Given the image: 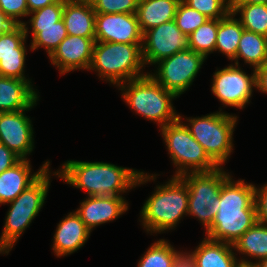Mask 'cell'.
Wrapping results in <instances>:
<instances>
[{
  "mask_svg": "<svg viewBox=\"0 0 267 267\" xmlns=\"http://www.w3.org/2000/svg\"><path fill=\"white\" fill-rule=\"evenodd\" d=\"M257 221L255 185L232 181L229 176L222 184L219 209L206 237L233 245Z\"/></svg>",
  "mask_w": 267,
  "mask_h": 267,
  "instance_id": "cell-2",
  "label": "cell"
},
{
  "mask_svg": "<svg viewBox=\"0 0 267 267\" xmlns=\"http://www.w3.org/2000/svg\"><path fill=\"white\" fill-rule=\"evenodd\" d=\"M235 14L230 11L225 17L219 19L216 36L215 51L226 55L229 60L236 57L238 44L244 28L239 19L234 18Z\"/></svg>",
  "mask_w": 267,
  "mask_h": 267,
  "instance_id": "cell-24",
  "label": "cell"
},
{
  "mask_svg": "<svg viewBox=\"0 0 267 267\" xmlns=\"http://www.w3.org/2000/svg\"><path fill=\"white\" fill-rule=\"evenodd\" d=\"M230 4H267V0H230Z\"/></svg>",
  "mask_w": 267,
  "mask_h": 267,
  "instance_id": "cell-43",
  "label": "cell"
},
{
  "mask_svg": "<svg viewBox=\"0 0 267 267\" xmlns=\"http://www.w3.org/2000/svg\"><path fill=\"white\" fill-rule=\"evenodd\" d=\"M256 84V70L248 76L239 65H229L214 73L212 93L225 106L243 109L250 102Z\"/></svg>",
  "mask_w": 267,
  "mask_h": 267,
  "instance_id": "cell-11",
  "label": "cell"
},
{
  "mask_svg": "<svg viewBox=\"0 0 267 267\" xmlns=\"http://www.w3.org/2000/svg\"><path fill=\"white\" fill-rule=\"evenodd\" d=\"M189 193L186 182L173 176L165 185H157L140 211L143 228L149 233H161L175 228L188 212Z\"/></svg>",
  "mask_w": 267,
  "mask_h": 267,
  "instance_id": "cell-3",
  "label": "cell"
},
{
  "mask_svg": "<svg viewBox=\"0 0 267 267\" xmlns=\"http://www.w3.org/2000/svg\"><path fill=\"white\" fill-rule=\"evenodd\" d=\"M219 19H208L189 35L190 49L204 55L215 51Z\"/></svg>",
  "mask_w": 267,
  "mask_h": 267,
  "instance_id": "cell-28",
  "label": "cell"
},
{
  "mask_svg": "<svg viewBox=\"0 0 267 267\" xmlns=\"http://www.w3.org/2000/svg\"><path fill=\"white\" fill-rule=\"evenodd\" d=\"M236 267H258L255 262H251L249 260L241 259Z\"/></svg>",
  "mask_w": 267,
  "mask_h": 267,
  "instance_id": "cell-44",
  "label": "cell"
},
{
  "mask_svg": "<svg viewBox=\"0 0 267 267\" xmlns=\"http://www.w3.org/2000/svg\"><path fill=\"white\" fill-rule=\"evenodd\" d=\"M26 23L12 27L0 35V57L26 56L25 40L28 34Z\"/></svg>",
  "mask_w": 267,
  "mask_h": 267,
  "instance_id": "cell-29",
  "label": "cell"
},
{
  "mask_svg": "<svg viewBox=\"0 0 267 267\" xmlns=\"http://www.w3.org/2000/svg\"><path fill=\"white\" fill-rule=\"evenodd\" d=\"M30 80L0 76V112H16L33 108L38 93Z\"/></svg>",
  "mask_w": 267,
  "mask_h": 267,
  "instance_id": "cell-19",
  "label": "cell"
},
{
  "mask_svg": "<svg viewBox=\"0 0 267 267\" xmlns=\"http://www.w3.org/2000/svg\"><path fill=\"white\" fill-rule=\"evenodd\" d=\"M181 117L179 116L176 121L161 128L170 158L177 167L174 176H182L190 172H209L217 169L219 166L193 138L186 124L181 121Z\"/></svg>",
  "mask_w": 267,
  "mask_h": 267,
  "instance_id": "cell-7",
  "label": "cell"
},
{
  "mask_svg": "<svg viewBox=\"0 0 267 267\" xmlns=\"http://www.w3.org/2000/svg\"><path fill=\"white\" fill-rule=\"evenodd\" d=\"M15 23L0 9V35L9 31Z\"/></svg>",
  "mask_w": 267,
  "mask_h": 267,
  "instance_id": "cell-42",
  "label": "cell"
},
{
  "mask_svg": "<svg viewBox=\"0 0 267 267\" xmlns=\"http://www.w3.org/2000/svg\"><path fill=\"white\" fill-rule=\"evenodd\" d=\"M189 35H185L174 20L160 24L143 34L144 64H155L176 52L188 50Z\"/></svg>",
  "mask_w": 267,
  "mask_h": 267,
  "instance_id": "cell-12",
  "label": "cell"
},
{
  "mask_svg": "<svg viewBox=\"0 0 267 267\" xmlns=\"http://www.w3.org/2000/svg\"><path fill=\"white\" fill-rule=\"evenodd\" d=\"M258 267H267V257L263 258L255 263Z\"/></svg>",
  "mask_w": 267,
  "mask_h": 267,
  "instance_id": "cell-45",
  "label": "cell"
},
{
  "mask_svg": "<svg viewBox=\"0 0 267 267\" xmlns=\"http://www.w3.org/2000/svg\"><path fill=\"white\" fill-rule=\"evenodd\" d=\"M61 167L54 175L67 184L85 190L88 196H121L120 193L136 185L156 179V175L105 162L69 160Z\"/></svg>",
  "mask_w": 267,
  "mask_h": 267,
  "instance_id": "cell-1",
  "label": "cell"
},
{
  "mask_svg": "<svg viewBox=\"0 0 267 267\" xmlns=\"http://www.w3.org/2000/svg\"><path fill=\"white\" fill-rule=\"evenodd\" d=\"M232 249V244L206 237L193 251L196 267H236L239 259Z\"/></svg>",
  "mask_w": 267,
  "mask_h": 267,
  "instance_id": "cell-22",
  "label": "cell"
},
{
  "mask_svg": "<svg viewBox=\"0 0 267 267\" xmlns=\"http://www.w3.org/2000/svg\"><path fill=\"white\" fill-rule=\"evenodd\" d=\"M64 1H58L54 4L45 6L29 13L33 16L30 19L31 26H48L54 25L62 19Z\"/></svg>",
  "mask_w": 267,
  "mask_h": 267,
  "instance_id": "cell-33",
  "label": "cell"
},
{
  "mask_svg": "<svg viewBox=\"0 0 267 267\" xmlns=\"http://www.w3.org/2000/svg\"><path fill=\"white\" fill-rule=\"evenodd\" d=\"M222 169L218 167L209 172H190L180 176L188 187L187 215L198 218L206 231L218 212L222 184L230 176Z\"/></svg>",
  "mask_w": 267,
  "mask_h": 267,
  "instance_id": "cell-9",
  "label": "cell"
},
{
  "mask_svg": "<svg viewBox=\"0 0 267 267\" xmlns=\"http://www.w3.org/2000/svg\"><path fill=\"white\" fill-rule=\"evenodd\" d=\"M181 0H138L137 21L142 34L165 22L174 20Z\"/></svg>",
  "mask_w": 267,
  "mask_h": 267,
  "instance_id": "cell-21",
  "label": "cell"
},
{
  "mask_svg": "<svg viewBox=\"0 0 267 267\" xmlns=\"http://www.w3.org/2000/svg\"><path fill=\"white\" fill-rule=\"evenodd\" d=\"M175 248L165 239L153 243L139 260L138 267H172Z\"/></svg>",
  "mask_w": 267,
  "mask_h": 267,
  "instance_id": "cell-30",
  "label": "cell"
},
{
  "mask_svg": "<svg viewBox=\"0 0 267 267\" xmlns=\"http://www.w3.org/2000/svg\"><path fill=\"white\" fill-rule=\"evenodd\" d=\"M124 91L122 97L136 114L159 124L160 128L176 121L172 99L177 96L157 83L150 73L118 85Z\"/></svg>",
  "mask_w": 267,
  "mask_h": 267,
  "instance_id": "cell-5",
  "label": "cell"
},
{
  "mask_svg": "<svg viewBox=\"0 0 267 267\" xmlns=\"http://www.w3.org/2000/svg\"><path fill=\"white\" fill-rule=\"evenodd\" d=\"M255 204L258 222L267 226V184L260 189L255 186Z\"/></svg>",
  "mask_w": 267,
  "mask_h": 267,
  "instance_id": "cell-37",
  "label": "cell"
},
{
  "mask_svg": "<svg viewBox=\"0 0 267 267\" xmlns=\"http://www.w3.org/2000/svg\"><path fill=\"white\" fill-rule=\"evenodd\" d=\"M206 57L188 49L176 52L156 64V73L150 76L177 97L191 86Z\"/></svg>",
  "mask_w": 267,
  "mask_h": 267,
  "instance_id": "cell-10",
  "label": "cell"
},
{
  "mask_svg": "<svg viewBox=\"0 0 267 267\" xmlns=\"http://www.w3.org/2000/svg\"><path fill=\"white\" fill-rule=\"evenodd\" d=\"M187 128L193 138L205 149L208 156L219 166L230 156L232 136L237 116L225 112L211 113L203 117L188 118Z\"/></svg>",
  "mask_w": 267,
  "mask_h": 267,
  "instance_id": "cell-8",
  "label": "cell"
},
{
  "mask_svg": "<svg viewBox=\"0 0 267 267\" xmlns=\"http://www.w3.org/2000/svg\"><path fill=\"white\" fill-rule=\"evenodd\" d=\"M25 56L0 57V76L28 80L24 76Z\"/></svg>",
  "mask_w": 267,
  "mask_h": 267,
  "instance_id": "cell-35",
  "label": "cell"
},
{
  "mask_svg": "<svg viewBox=\"0 0 267 267\" xmlns=\"http://www.w3.org/2000/svg\"><path fill=\"white\" fill-rule=\"evenodd\" d=\"M96 39L68 35L49 56L61 75L75 69H89Z\"/></svg>",
  "mask_w": 267,
  "mask_h": 267,
  "instance_id": "cell-15",
  "label": "cell"
},
{
  "mask_svg": "<svg viewBox=\"0 0 267 267\" xmlns=\"http://www.w3.org/2000/svg\"><path fill=\"white\" fill-rule=\"evenodd\" d=\"M49 163L46 161L38 172L31 175L30 161L21 159L17 164L0 173V204L12 202L49 168Z\"/></svg>",
  "mask_w": 267,
  "mask_h": 267,
  "instance_id": "cell-17",
  "label": "cell"
},
{
  "mask_svg": "<svg viewBox=\"0 0 267 267\" xmlns=\"http://www.w3.org/2000/svg\"><path fill=\"white\" fill-rule=\"evenodd\" d=\"M172 267H196L195 258L193 252L181 253L175 252Z\"/></svg>",
  "mask_w": 267,
  "mask_h": 267,
  "instance_id": "cell-39",
  "label": "cell"
},
{
  "mask_svg": "<svg viewBox=\"0 0 267 267\" xmlns=\"http://www.w3.org/2000/svg\"><path fill=\"white\" fill-rule=\"evenodd\" d=\"M233 249L251 258L261 260L267 257V226L256 222L237 241Z\"/></svg>",
  "mask_w": 267,
  "mask_h": 267,
  "instance_id": "cell-25",
  "label": "cell"
},
{
  "mask_svg": "<svg viewBox=\"0 0 267 267\" xmlns=\"http://www.w3.org/2000/svg\"><path fill=\"white\" fill-rule=\"evenodd\" d=\"M257 89L267 94V61L256 70Z\"/></svg>",
  "mask_w": 267,
  "mask_h": 267,
  "instance_id": "cell-40",
  "label": "cell"
},
{
  "mask_svg": "<svg viewBox=\"0 0 267 267\" xmlns=\"http://www.w3.org/2000/svg\"><path fill=\"white\" fill-rule=\"evenodd\" d=\"M31 49L35 50L44 46L50 56L59 44L68 36L63 19L48 26H31Z\"/></svg>",
  "mask_w": 267,
  "mask_h": 267,
  "instance_id": "cell-27",
  "label": "cell"
},
{
  "mask_svg": "<svg viewBox=\"0 0 267 267\" xmlns=\"http://www.w3.org/2000/svg\"><path fill=\"white\" fill-rule=\"evenodd\" d=\"M209 19H221L230 11V0H182ZM226 2V3H225Z\"/></svg>",
  "mask_w": 267,
  "mask_h": 267,
  "instance_id": "cell-32",
  "label": "cell"
},
{
  "mask_svg": "<svg viewBox=\"0 0 267 267\" xmlns=\"http://www.w3.org/2000/svg\"><path fill=\"white\" fill-rule=\"evenodd\" d=\"M49 172V168L46 169L33 184L9 202L11 206L0 237V253L10 252L43 207L50 186Z\"/></svg>",
  "mask_w": 267,
  "mask_h": 267,
  "instance_id": "cell-6",
  "label": "cell"
},
{
  "mask_svg": "<svg viewBox=\"0 0 267 267\" xmlns=\"http://www.w3.org/2000/svg\"><path fill=\"white\" fill-rule=\"evenodd\" d=\"M95 39L101 42L143 44L135 13H96Z\"/></svg>",
  "mask_w": 267,
  "mask_h": 267,
  "instance_id": "cell-13",
  "label": "cell"
},
{
  "mask_svg": "<svg viewBox=\"0 0 267 267\" xmlns=\"http://www.w3.org/2000/svg\"><path fill=\"white\" fill-rule=\"evenodd\" d=\"M208 19L204 14L189 7L181 0L177 6L174 21L185 35H190Z\"/></svg>",
  "mask_w": 267,
  "mask_h": 267,
  "instance_id": "cell-31",
  "label": "cell"
},
{
  "mask_svg": "<svg viewBox=\"0 0 267 267\" xmlns=\"http://www.w3.org/2000/svg\"><path fill=\"white\" fill-rule=\"evenodd\" d=\"M230 9L240 13L244 30L267 37V4H230Z\"/></svg>",
  "mask_w": 267,
  "mask_h": 267,
  "instance_id": "cell-26",
  "label": "cell"
},
{
  "mask_svg": "<svg viewBox=\"0 0 267 267\" xmlns=\"http://www.w3.org/2000/svg\"><path fill=\"white\" fill-rule=\"evenodd\" d=\"M0 112V143L21 159H27L34 148L33 125L24 111Z\"/></svg>",
  "mask_w": 267,
  "mask_h": 267,
  "instance_id": "cell-14",
  "label": "cell"
},
{
  "mask_svg": "<svg viewBox=\"0 0 267 267\" xmlns=\"http://www.w3.org/2000/svg\"><path fill=\"white\" fill-rule=\"evenodd\" d=\"M239 58L257 70L267 61V37L243 30L236 57L233 59L235 65H239Z\"/></svg>",
  "mask_w": 267,
  "mask_h": 267,
  "instance_id": "cell-23",
  "label": "cell"
},
{
  "mask_svg": "<svg viewBox=\"0 0 267 267\" xmlns=\"http://www.w3.org/2000/svg\"><path fill=\"white\" fill-rule=\"evenodd\" d=\"M144 66L142 44L96 41L89 70L118 86L148 74L140 73Z\"/></svg>",
  "mask_w": 267,
  "mask_h": 267,
  "instance_id": "cell-4",
  "label": "cell"
},
{
  "mask_svg": "<svg viewBox=\"0 0 267 267\" xmlns=\"http://www.w3.org/2000/svg\"><path fill=\"white\" fill-rule=\"evenodd\" d=\"M90 233L91 231L79 215L76 212H70L57 225L52 249L58 257L70 255L85 244Z\"/></svg>",
  "mask_w": 267,
  "mask_h": 267,
  "instance_id": "cell-18",
  "label": "cell"
},
{
  "mask_svg": "<svg viewBox=\"0 0 267 267\" xmlns=\"http://www.w3.org/2000/svg\"><path fill=\"white\" fill-rule=\"evenodd\" d=\"M127 203L122 196H89L75 212L92 231L95 226L113 221L125 213Z\"/></svg>",
  "mask_w": 267,
  "mask_h": 267,
  "instance_id": "cell-16",
  "label": "cell"
},
{
  "mask_svg": "<svg viewBox=\"0 0 267 267\" xmlns=\"http://www.w3.org/2000/svg\"><path fill=\"white\" fill-rule=\"evenodd\" d=\"M95 16L90 0H65L62 19L68 35L95 39Z\"/></svg>",
  "mask_w": 267,
  "mask_h": 267,
  "instance_id": "cell-20",
  "label": "cell"
},
{
  "mask_svg": "<svg viewBox=\"0 0 267 267\" xmlns=\"http://www.w3.org/2000/svg\"><path fill=\"white\" fill-rule=\"evenodd\" d=\"M0 9L15 23L23 24L18 20L20 17L28 16L27 0H0Z\"/></svg>",
  "mask_w": 267,
  "mask_h": 267,
  "instance_id": "cell-36",
  "label": "cell"
},
{
  "mask_svg": "<svg viewBox=\"0 0 267 267\" xmlns=\"http://www.w3.org/2000/svg\"><path fill=\"white\" fill-rule=\"evenodd\" d=\"M58 1H65V0H27L28 15L29 13L35 10L54 4L55 2H58Z\"/></svg>",
  "mask_w": 267,
  "mask_h": 267,
  "instance_id": "cell-41",
  "label": "cell"
},
{
  "mask_svg": "<svg viewBox=\"0 0 267 267\" xmlns=\"http://www.w3.org/2000/svg\"><path fill=\"white\" fill-rule=\"evenodd\" d=\"M21 158L0 143V173L17 164Z\"/></svg>",
  "mask_w": 267,
  "mask_h": 267,
  "instance_id": "cell-38",
  "label": "cell"
},
{
  "mask_svg": "<svg viewBox=\"0 0 267 267\" xmlns=\"http://www.w3.org/2000/svg\"><path fill=\"white\" fill-rule=\"evenodd\" d=\"M95 13H136L138 0H90Z\"/></svg>",
  "mask_w": 267,
  "mask_h": 267,
  "instance_id": "cell-34",
  "label": "cell"
}]
</instances>
